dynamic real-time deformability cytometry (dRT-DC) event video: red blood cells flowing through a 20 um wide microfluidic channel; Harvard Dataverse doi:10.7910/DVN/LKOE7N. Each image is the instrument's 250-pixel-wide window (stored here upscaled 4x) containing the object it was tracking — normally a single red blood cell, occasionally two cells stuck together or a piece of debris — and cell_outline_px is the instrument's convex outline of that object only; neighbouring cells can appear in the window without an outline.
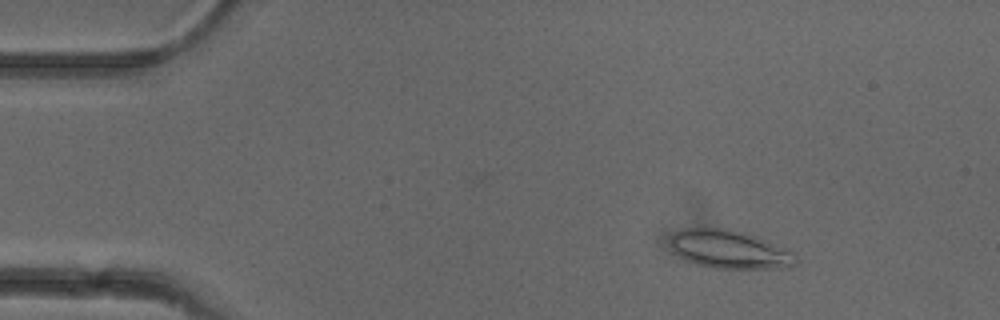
{"species": "common noctule bat (a hibernating species)", "species_latin": "Nyctalus noctula", "temperature_condition": "cold", "stored_images_in_passage": 52, "camera_frame_rate_fps": 3000, "um_per_image_px": 0.085, "animal": {"sex": "female"}, "frame": {"image": 1, "passage_image": 7, "time_ms": 2.0, "image_size_px": [1000, 320], "cell_outline_px": [[800, 260], [796, 264], [788, 268], [712, 268], [684, 260], [672, 252], [672, 236], [676, 232], [684, 228], [728, 228], [756, 236], [796, 252]], "centroid_in_image_um": [62.07, 21.21], "position_along_channel_um": 22.9, "area_um2": 28.32}}
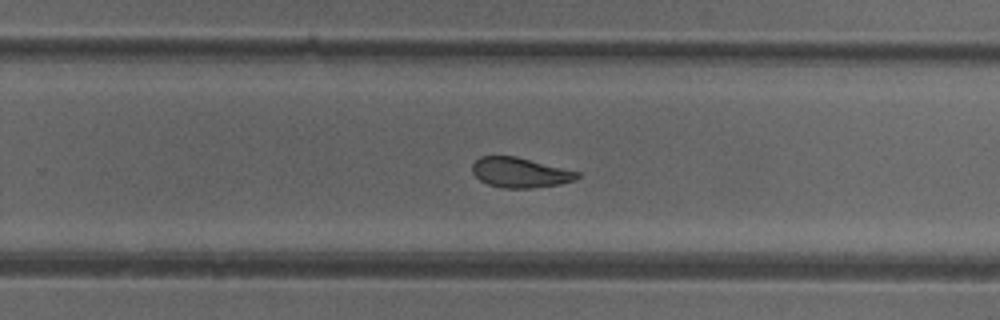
{"frame": {"image": 2, "passage_image": 33, "time_ms": 10.667, "image_size_px": [1000, 320], "cell_outline_px": [[580, 176], [576, 180], [560, 184], [532, 188], [504, 188], [488, 184], [480, 180], [472, 172], [472, 164], [480, 156], [516, 156], [580, 172]], "centroid_in_image_um": [44.22, 14.67], "position_along_channel_um": 285.6, "area_um2": 18.38}}
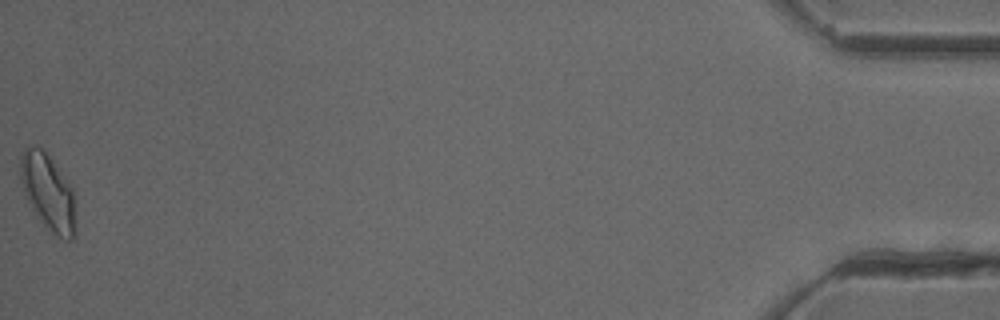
{"frame": {"image": 3, "passage_image": 52, "time_ms": 17.0, "image_size_px": [1000, 320], "cell_outline_px": [[76, 232], [72, 240], [64, 240], [56, 236], [36, 216], [24, 192], [20, 180], [20, 152], [28, 144], [40, 148], [48, 156], [72, 188]], "centroid_in_image_um": [4.06, 16.35], "position_along_channel_um": 431.1, "area_um2": 24.28}, "authors_computed_cell_mechanics": {"area_um2": 20.4612, "velocity_mm_per_s": 3.9275, "shape_relaxation_time_tau1_ms": 6.1864, "shape_relaxation_time_tau2_ms": 2.7553, "deformation_change_tau1": 0.1363, "deformation_change_tau2": 0.0813}}